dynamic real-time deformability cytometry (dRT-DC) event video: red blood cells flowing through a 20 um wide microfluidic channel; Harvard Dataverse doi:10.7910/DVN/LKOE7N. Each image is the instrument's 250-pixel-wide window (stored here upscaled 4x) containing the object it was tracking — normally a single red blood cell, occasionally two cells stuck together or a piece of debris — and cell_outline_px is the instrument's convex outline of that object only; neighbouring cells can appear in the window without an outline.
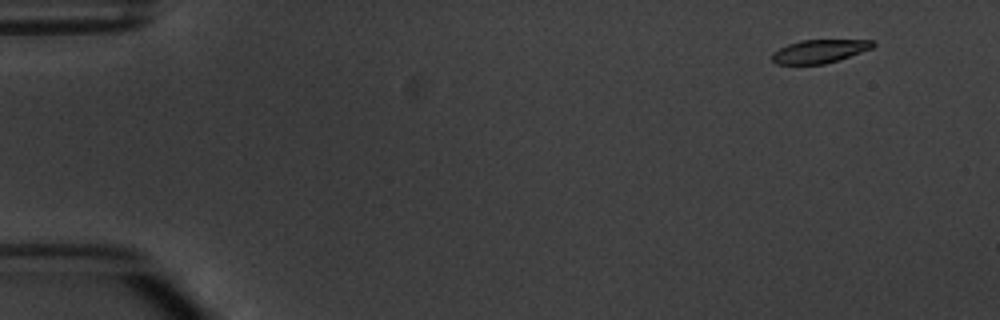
{"species": "common noctule bat (a hibernating species)", "species_latin": "Nyctalus noctula", "temperature_condition": "warm", "stored_images_in_passage": 6, "camera_frame_rate_fps": 3000, "um_per_image_px": 0.085, "animal": {"sex": "male", "body_mass_g": 20.1, "forearm_length_mm": 53.5}, "frame": {"image": 1, "passage_image": 2, "time_ms": 1.333, "image_size_px": [1000, 320], "cell_outline_px": [[876, 44], [872, 48], [824, 64], [776, 64], [772, 60], [772, 52], [788, 44], [800, 40], [872, 40]], "centroid_in_image_um": [69.62, 4.35], "position_along_channel_um": 15.4, "area_um2": 13.53}}
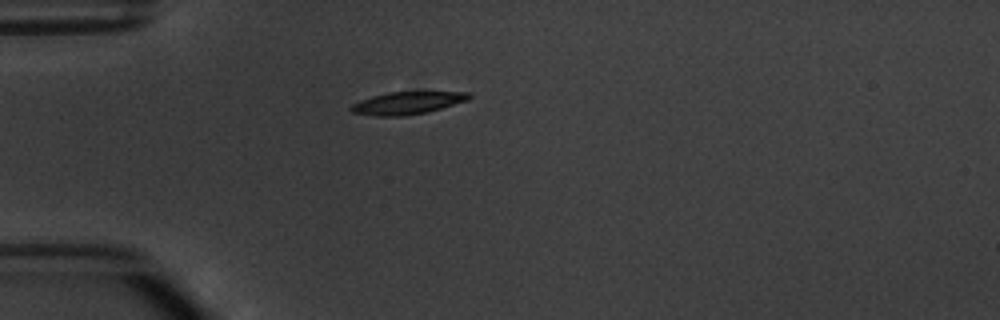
{"frame": {"image": 2, "passage_image": 5, "time_ms": 5.0, "image_size_px": [1000, 320], "cell_outline_px": [[472, 96], [468, 100], [428, 112], [404, 116], [376, 116], [352, 112], [348, 108], [352, 104], [360, 100], [372, 96], [388, 92], [468, 92]], "centroid_in_image_um": [34.6, 8.76], "position_along_channel_um": 50.4, "area_um2": 15.43}}